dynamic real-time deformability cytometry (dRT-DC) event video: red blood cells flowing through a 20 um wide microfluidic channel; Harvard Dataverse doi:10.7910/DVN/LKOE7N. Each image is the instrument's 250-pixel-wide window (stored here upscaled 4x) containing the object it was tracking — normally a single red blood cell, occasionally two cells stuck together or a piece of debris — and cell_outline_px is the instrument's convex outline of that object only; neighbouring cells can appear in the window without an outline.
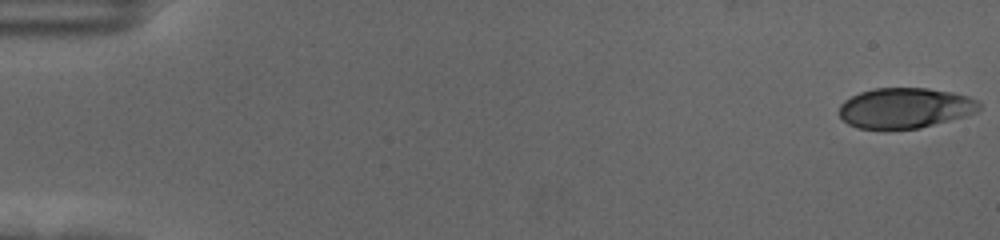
{"species": "human", "species_latin": "Homo sapiens", "temperature_condition": "cold", "stored_images_in_passage": 56, "camera_frame_rate_fps": 3000, "um_per_image_px": 0.085, "donor": {"sex": "female"}, "frame": {"image": 1, "passage_image": 1, "time_ms": 0.0, "image_size_px": [1000, 240], "cell_outline_px": [[980, 108], [976, 112], [964, 116], [920, 128], [884, 132], [856, 128], [848, 124], [840, 116], [840, 104], [844, 100], [860, 92], [876, 88], [928, 88], [952, 92], [968, 96], [976, 100], [980, 104]], "centroid_in_image_um": [76.88, 9.22], "position_along_channel_um": 8.1, "area_um2": 33.58}}
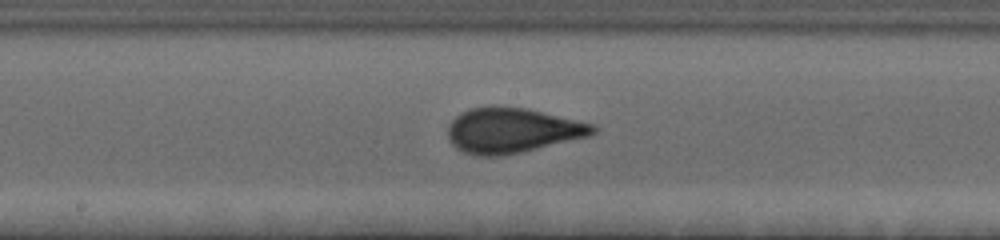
{"frame": {"image": 2, "passage_image": 31, "time_ms": 10.0, "image_size_px": [1000, 240], "cell_outline_px": [[600, 128], [596, 132], [588, 136], [520, 152], [500, 156], [476, 156], [464, 152], [456, 148], [448, 140], [448, 124], [460, 112], [472, 108], [528, 108], [596, 124]], "centroid_in_image_um": [43.55, 11.1], "position_along_channel_um": 204.6, "area_um2": 37.8}}
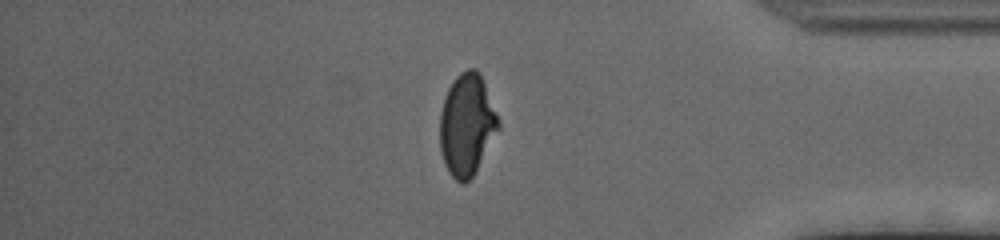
{"frame": {"image": 3, "passage_image": 49, "time_ms": 16.0, "image_size_px": [1000, 240], "cell_outline_px": [[500, 128], [476, 172], [464, 184], [460, 184], [448, 172], [444, 164], [440, 148], [440, 112], [444, 96], [448, 88], [456, 76], [460, 72], [468, 68], [476, 68], [480, 72], [500, 124]], "centroid_in_image_um": [39.67, 10.62], "position_along_channel_um": 395.5, "area_um2": 34.85}}